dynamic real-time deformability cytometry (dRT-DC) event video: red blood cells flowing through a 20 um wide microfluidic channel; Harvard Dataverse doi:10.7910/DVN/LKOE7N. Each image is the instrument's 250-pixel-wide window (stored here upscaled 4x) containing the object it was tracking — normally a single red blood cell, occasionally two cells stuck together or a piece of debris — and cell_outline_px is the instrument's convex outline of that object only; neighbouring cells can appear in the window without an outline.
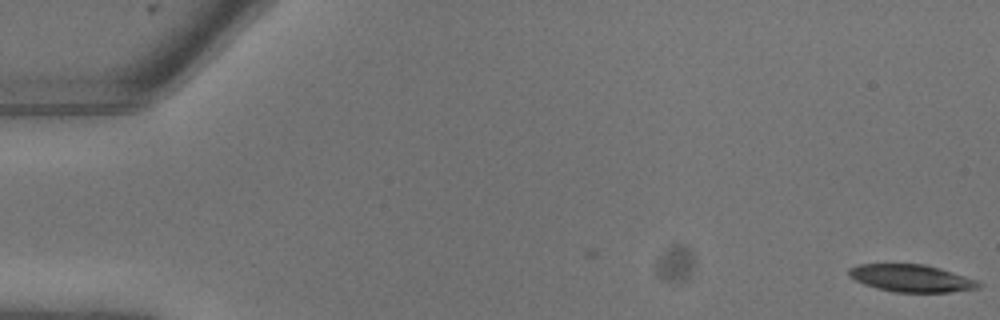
{"species": "common noctule bat (a hibernating species)", "species_latin": "Nyctalus noctula", "temperature_condition": "warm", "stored_images_in_passage": 2, "camera_frame_rate_fps": 3000, "um_per_image_px": 0.085, "animal": {"sex": "male", "body_mass_g": 13.3}, "frame": {"image": 1, "passage_image": 2, "time_ms": 0.333, "image_size_px": [1000, 320], "cell_outline_px": [[980, 288], [948, 292], [896, 292], [876, 288], [864, 284], [848, 276], [848, 268], [860, 264], [924, 264], [940, 268], [976, 280], [980, 284]], "centroid_in_image_um": [77.43, 23.64], "position_along_channel_um": 7.6, "area_um2": 20.52}}